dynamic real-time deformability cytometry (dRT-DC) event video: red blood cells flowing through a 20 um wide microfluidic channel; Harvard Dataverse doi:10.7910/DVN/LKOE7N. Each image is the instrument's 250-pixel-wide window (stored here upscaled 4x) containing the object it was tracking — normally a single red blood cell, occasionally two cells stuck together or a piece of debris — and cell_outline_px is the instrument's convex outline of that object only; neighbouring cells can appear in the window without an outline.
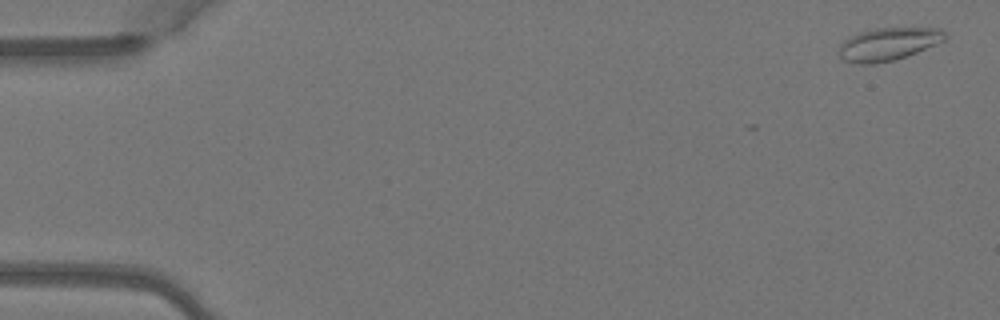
{"species": "Egyptian fruit bat (a non-hibernating species)", "species_latin": "Rousettus aegyptiacus", "temperature_condition": "warm", "stored_images_in_passage": 5, "camera_frame_rate_fps": 3000, "um_per_image_px": 0.085, "animal": {"sex": "female"}, "frame": {"image": 1, "passage_image": 1, "time_ms": 0.0, "image_size_px": [1000, 320], "cell_outline_px": [[948, 36], [944, 40], [916, 52], [896, 60], [872, 64], [860, 64], [844, 60], [836, 52], [840, 44], [844, 40], [860, 32], [876, 28], [940, 28]], "centroid_in_image_um": [75.47, 3.75], "position_along_channel_um": 9.5, "area_um2": 20.17}}
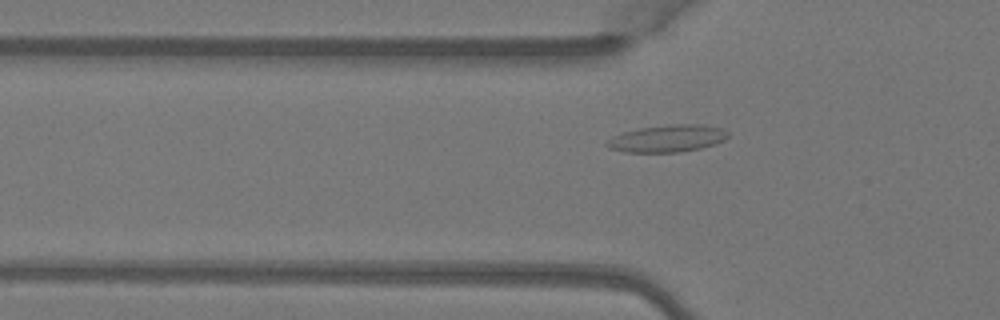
{"frame": {"image": 2, "passage_image": 5, "time_ms": 1.333, "image_size_px": [1000, 320], "cell_outline_px": [[728, 136], [724, 140], [716, 144], [700, 148], [680, 152], [624, 152], [608, 148], [604, 144], [612, 136], [624, 132], [640, 128], [672, 124], [704, 124], [724, 128], [728, 132]], "centroid_in_image_um": [56.75, 11.77], "position_along_channel_um": 69.1, "area_um2": 19.31}}